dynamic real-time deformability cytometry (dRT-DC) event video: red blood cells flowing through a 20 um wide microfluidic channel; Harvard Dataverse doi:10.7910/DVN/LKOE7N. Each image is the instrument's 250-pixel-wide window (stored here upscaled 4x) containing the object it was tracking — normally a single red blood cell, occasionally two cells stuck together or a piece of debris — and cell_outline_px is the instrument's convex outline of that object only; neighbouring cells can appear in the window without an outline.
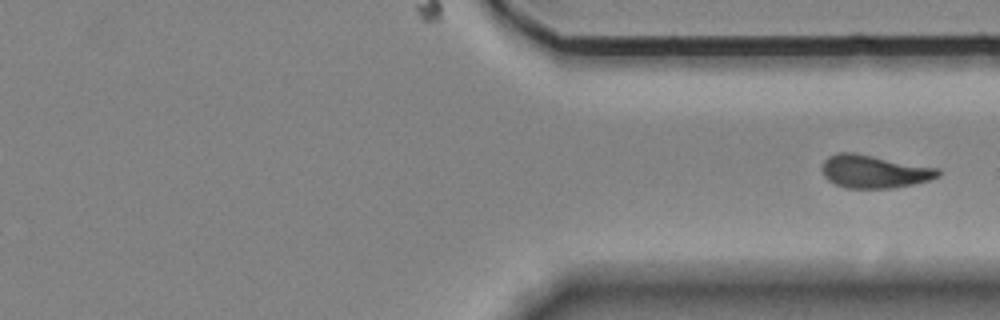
{"species": "Egyptian fruit bat (a non-hibernating species)", "species_latin": "Rousettus aegyptiacus", "temperature_condition": "room temperature", "stored_images_in_passage": 49, "camera_frame_rate_fps": 3000, "um_per_image_px": 0.085, "animal": {"sex": "female"}, "frame": {"image": 1, "passage_image": 49, "time_ms": 16.0, "image_size_px": [1000, 320], "cell_outline_px": [[940, 176], [928, 180], [912, 184], [888, 188], [848, 188], [836, 184], [828, 180], [824, 176], [820, 168], [824, 160], [828, 156], [836, 152], [856, 152], [940, 168]], "centroid_in_image_um": [74.28, 14.55], "position_along_channel_um": 337.1, "area_um2": 22.54}}